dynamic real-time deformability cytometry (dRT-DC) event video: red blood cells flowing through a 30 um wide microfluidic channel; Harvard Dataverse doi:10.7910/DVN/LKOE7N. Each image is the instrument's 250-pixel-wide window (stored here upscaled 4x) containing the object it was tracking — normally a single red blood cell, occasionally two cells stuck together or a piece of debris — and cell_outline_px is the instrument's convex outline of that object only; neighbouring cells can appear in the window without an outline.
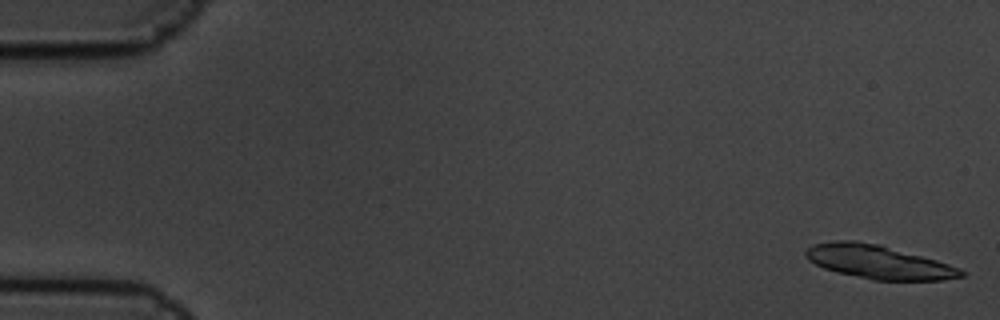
{"species": "common noctule bat (a hibernating species)", "species_latin": "Nyctalus noctula", "temperature_condition": "cold", "stored_images_in_passage": 6, "camera_frame_rate_fps": 3000, "um_per_image_px": 0.085, "animal": {"sex": "male", "body_mass_g": 19.5, "forearm_length_mm": 54.6}, "frame": {"image": 1, "passage_image": 1, "time_ms": 0.0, "image_size_px": [1000, 320], "cell_outline_px": [[964, 276], [944, 280], [872, 280], [824, 268], [808, 260], [804, 256], [804, 252], [812, 244], [832, 240], [856, 240], [880, 244], [936, 260], [960, 268], [964, 272]], "centroid_in_image_um": [74.64, 22.25], "position_along_channel_um": 10.4, "area_um2": 30.4}}